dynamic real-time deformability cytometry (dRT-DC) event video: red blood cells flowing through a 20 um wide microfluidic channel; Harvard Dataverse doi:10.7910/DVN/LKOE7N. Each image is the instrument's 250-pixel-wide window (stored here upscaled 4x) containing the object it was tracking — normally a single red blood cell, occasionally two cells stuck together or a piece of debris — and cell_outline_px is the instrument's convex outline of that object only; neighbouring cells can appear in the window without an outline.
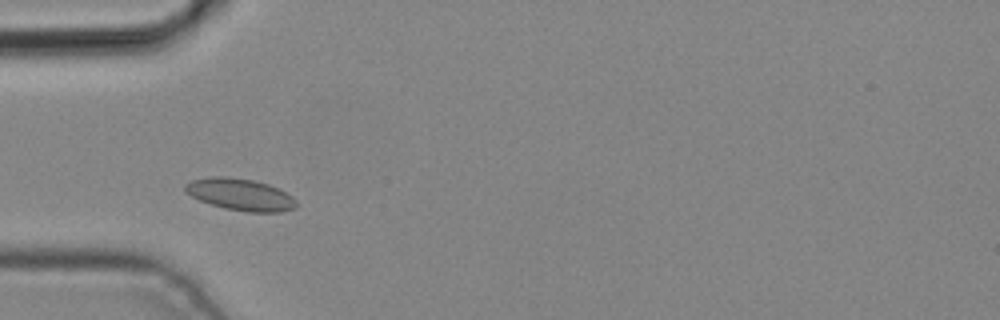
{"species": "common noctule bat (a hibernating species)", "species_latin": "Nyctalus noctula", "temperature_condition": "cold", "stored_images_in_passage": 4, "camera_frame_rate_fps": 3000, "um_per_image_px": 0.085, "animal": {"sex": "male", "body_mass_g": 19.2, "forearm_length_mm": 51.8}, "frame": {"image": 1, "passage_image": 3, "time_ms": 0.667, "image_size_px": [1000, 320], "cell_outline_px": [[296, 208], [280, 212], [248, 212], [224, 208], [200, 200], [184, 192], [184, 184], [192, 180], [208, 176], [224, 176], [252, 180], [268, 184], [280, 188], [292, 196], [296, 200]], "centroid_in_image_um": [20.43, 16.53], "position_along_channel_um": 64.6, "area_um2": 20.75}}
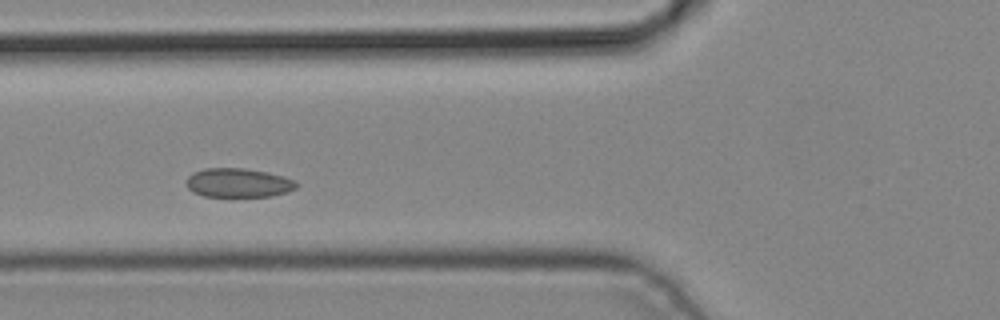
{"frame": {"image": 2, "passage_image": 4, "time_ms": 1.0, "image_size_px": [1000, 320], "cell_outline_px": [[300, 184], [296, 188], [288, 192], [272, 196], [204, 196], [192, 192], [188, 188], [188, 176], [192, 172], [204, 168], [244, 168], [268, 172], [284, 176], [296, 180]], "centroid_in_image_um": [20.3, 15.53], "position_along_channel_um": 105.5, "area_um2": 18.79}}